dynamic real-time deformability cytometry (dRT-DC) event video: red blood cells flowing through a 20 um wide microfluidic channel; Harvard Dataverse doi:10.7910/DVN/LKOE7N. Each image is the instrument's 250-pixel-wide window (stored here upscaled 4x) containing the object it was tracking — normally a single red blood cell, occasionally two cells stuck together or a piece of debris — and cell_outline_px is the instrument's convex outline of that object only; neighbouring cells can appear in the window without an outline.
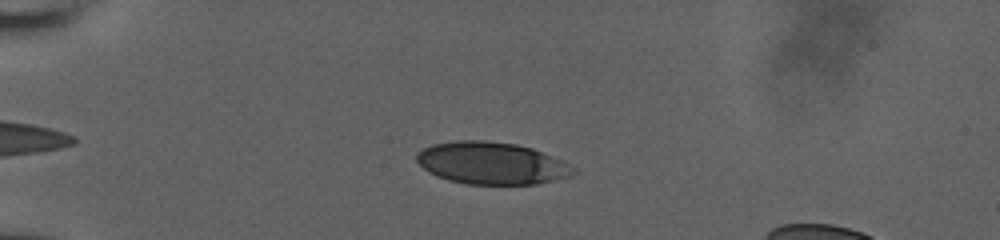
{"species": "human", "species_latin": "Homo sapiens", "temperature_condition": "room temperature", "stored_images_in_passage": 48, "segment_of_instrument_passage": [1, 2], "camera_frame_rate_fps": 3000, "um_per_image_px": 0.085, "donor": {"sex": "male"}, "frame": {"image": 1, "passage_image": 7, "time_ms": 2.0, "image_size_px": [1000, 240], "cell_outline_px": [[576, 172], [568, 176], [536, 184], [464, 184], [448, 180], [436, 176], [428, 172], [416, 160], [416, 152], [432, 144], [460, 140], [484, 140], [516, 144], [532, 148], [560, 160], [576, 168]], "centroid_in_image_um": [41.74, 13.87], "position_along_channel_um": 43.3, "area_um2": 38.38}}
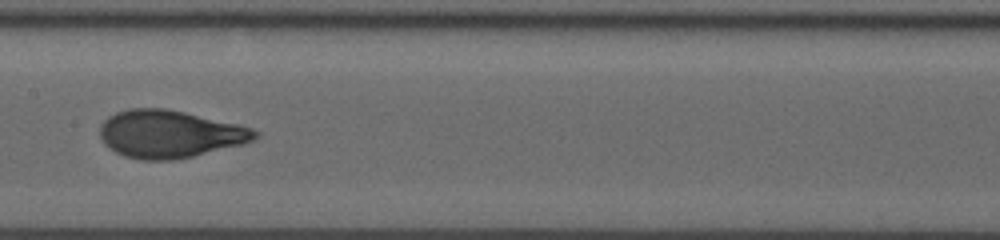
{"frame": {"image": 2, "passage_image": 22, "time_ms": 7.0, "image_size_px": [1000, 240], "cell_outline_px": [[260, 132], [252, 140], [244, 144], [192, 156], [172, 160], [140, 160], [124, 156], [108, 148], [104, 144], [100, 136], [100, 124], [108, 116], [116, 112], [128, 108], [164, 108], [184, 112], [236, 124], [252, 128]], "centroid_in_image_um": [14.37, 11.39], "position_along_channel_um": 193.0, "area_um2": 42.89}}
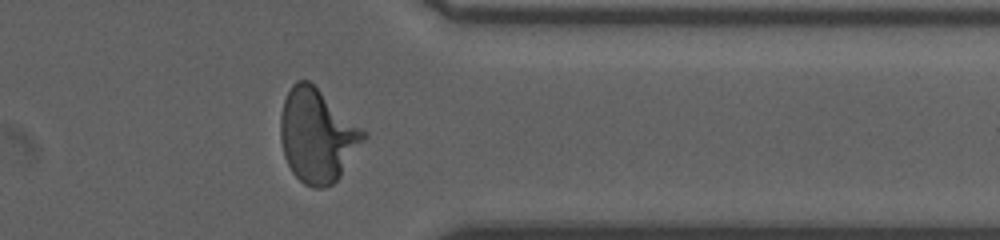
{"frame": {"image": 3, "passage_image": 37, "time_ms": 12.0, "image_size_px": [1000, 240], "cell_outline_px": [[368, 136], [340, 176], [332, 184], [324, 188], [312, 188], [304, 184], [292, 172], [284, 156], [280, 140], [280, 116], [284, 100], [292, 84], [296, 80], [308, 80], [368, 132]], "centroid_in_image_um": [26.97, 11.53], "position_along_channel_um": 384.4, "area_um2": 45.26}}